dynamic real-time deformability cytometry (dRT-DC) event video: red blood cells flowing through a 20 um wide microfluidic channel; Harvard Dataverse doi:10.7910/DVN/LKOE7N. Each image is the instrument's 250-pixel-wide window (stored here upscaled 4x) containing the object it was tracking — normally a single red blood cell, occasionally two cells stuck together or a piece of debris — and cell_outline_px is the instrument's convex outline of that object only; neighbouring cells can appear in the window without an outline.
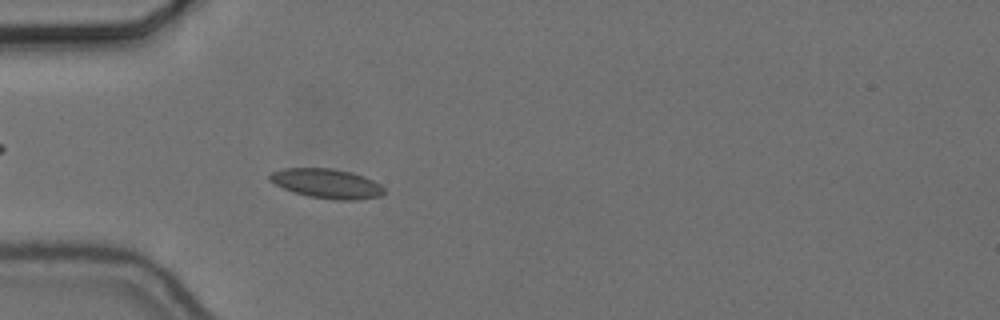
{"species": "common noctule bat (a hibernating species)", "species_latin": "Nyctalus noctula", "temperature_condition": "cold", "stored_images_in_passage": 57, "camera_frame_rate_fps": 3000, "um_per_image_px": 0.085, "animal": {"sex": "female", "body_mass_g": 24.6, "forearm_length_mm": 56.2}, "frame": {"image": 1, "passage_image": 17, "time_ms": 5.333, "image_size_px": [1000, 320], "cell_outline_px": [[384, 192], [380, 196], [356, 200], [332, 200], [308, 196], [284, 188], [268, 180], [268, 176], [272, 172], [284, 168], [332, 168], [352, 172], [364, 176], [380, 184], [384, 188]], "centroid_in_image_um": [27.79, 15.6], "position_along_channel_um": 57.2, "area_um2": 19.65}}
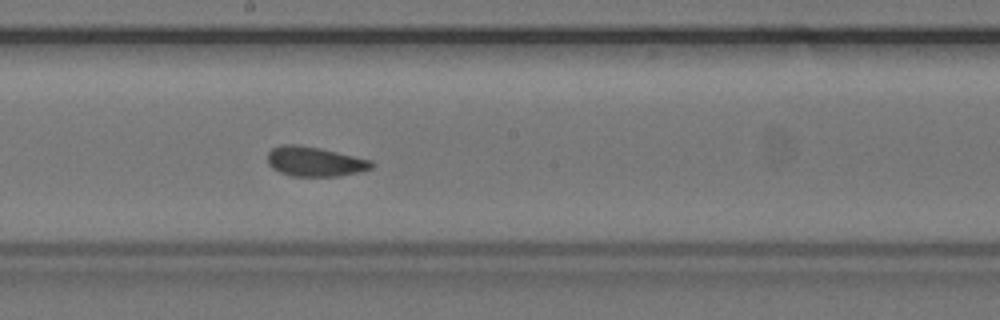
{"frame": {"image": 2, "passage_image": 31, "time_ms": 10.0, "image_size_px": [1000, 320], "cell_outline_px": [[376, 164], [372, 168], [360, 172], [340, 176], [292, 176], [280, 172], [272, 168], [268, 164], [268, 152], [272, 148], [280, 144], [296, 144], [320, 148], [372, 160]], "centroid_in_image_um": [26.77, 13.73], "position_along_channel_um": 221.4, "area_um2": 18.15}}
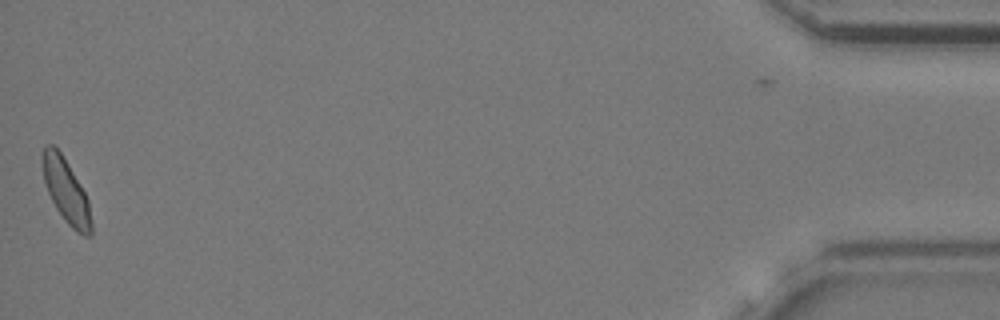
{"frame": {"image": 3, "passage_image": 56, "time_ms": 18.333, "image_size_px": [1000, 320], "cell_outline_px": [[92, 236], [84, 236], [76, 232], [64, 220], [56, 208], [48, 192], [44, 180], [40, 160], [40, 156], [44, 144], [52, 144], [60, 152], [68, 164], [84, 192], [88, 200], [92, 224]], "centroid_in_image_um": [5.59, 16.22], "position_along_channel_um": 429.6, "area_um2": 18.26}, "authors_computed_cell_mechanics": {"area_um2": 18.4382, "velocity_mm_per_s": 3.6443, "shape_relaxation_time_tau1_ms": null, "shape_relaxation_time_tau2_ms": 1.3814, "deformation_change_tau1": null, "deformation_change_tau2": 0.0772}}